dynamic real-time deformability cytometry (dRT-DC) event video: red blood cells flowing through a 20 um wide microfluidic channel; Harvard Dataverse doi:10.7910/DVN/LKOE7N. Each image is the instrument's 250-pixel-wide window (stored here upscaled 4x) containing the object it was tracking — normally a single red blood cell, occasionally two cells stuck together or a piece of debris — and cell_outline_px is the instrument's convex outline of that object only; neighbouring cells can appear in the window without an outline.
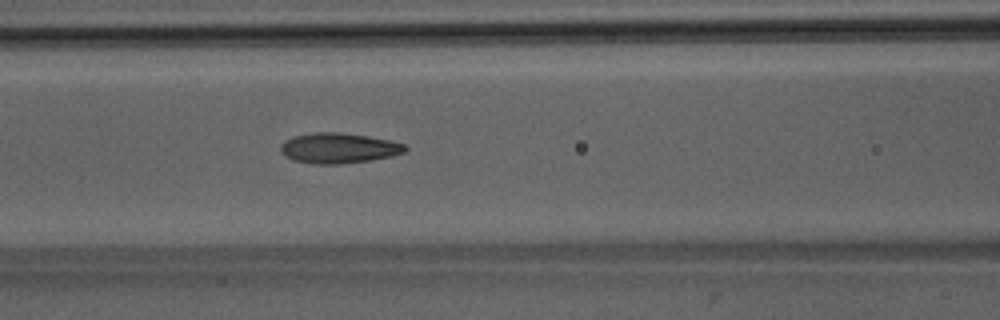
{"species": "Egyptian fruit bat (a non-hibernating species)", "species_latin": "Rousettus aegyptiacus", "temperature_condition": "room temperature", "stored_images_in_passage": 43, "camera_frame_rate_fps": 3000, "um_per_image_px": 0.085, "animal": {"sex": "male"}, "frame": {"image": 1, "passage_image": 14, "time_ms": 4.333, "image_size_px": [1000, 320], "cell_outline_px": [[408, 148], [404, 152], [392, 156], [372, 160], [336, 164], [312, 164], [292, 160], [284, 156], [280, 152], [280, 144], [284, 140], [292, 136], [312, 132], [340, 132], [368, 136], [392, 140], [404, 144]], "centroid_in_image_um": [28.74, 12.58], "position_along_channel_um": 137.9, "area_um2": 22.37}}
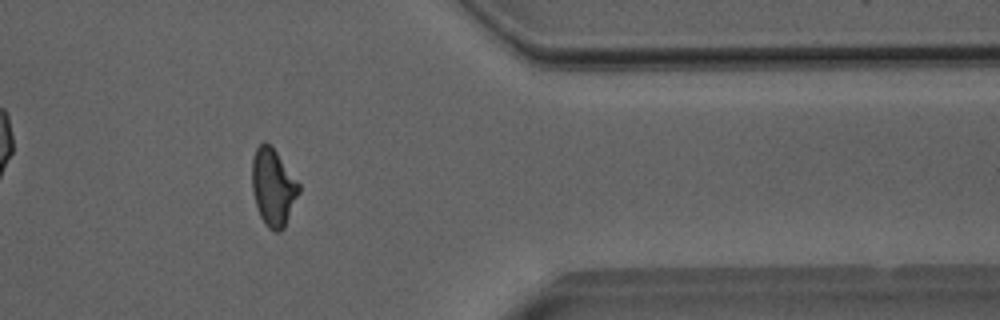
{"frame": {"image": 2, "passage_image": 34, "time_ms": 11.0, "image_size_px": [1000, 320], "cell_outline_px": [[300, 192], [284, 228], [280, 232], [276, 232], [268, 228], [264, 224], [260, 216], [252, 192], [252, 156], [256, 148], [264, 140], [272, 144], [300, 184]], "centroid_in_image_um": [23.22, 15.88], "position_along_channel_um": 388.2, "area_um2": 21.5}}
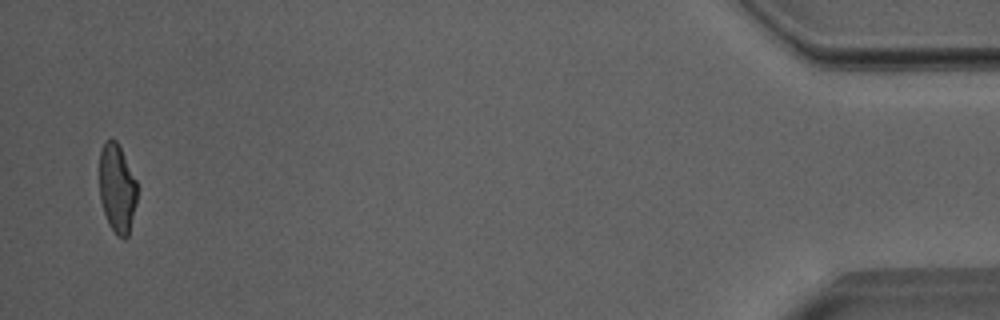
{"frame": {"image": 3, "passage_image": 42, "time_ms": 13.667, "image_size_px": [1000, 320], "cell_outline_px": [[136, 204], [128, 236], [124, 240], [116, 236], [108, 224], [100, 200], [100, 152], [104, 140], [116, 140], [136, 180]], "centroid_in_image_um": [9.94, 16.06], "position_along_channel_um": 425.3, "area_um2": 19.42}, "authors_computed_cell_mechanics": {"area_um2": 20.9814, "velocity_mm_per_s": 4.0061, "shape_relaxation_time_tau1_ms": 10.229, "shape_relaxation_time_tau2_ms": 1.9074, "deformation_change_tau1": 0.29, "deformation_change_tau2": 0.0956}}